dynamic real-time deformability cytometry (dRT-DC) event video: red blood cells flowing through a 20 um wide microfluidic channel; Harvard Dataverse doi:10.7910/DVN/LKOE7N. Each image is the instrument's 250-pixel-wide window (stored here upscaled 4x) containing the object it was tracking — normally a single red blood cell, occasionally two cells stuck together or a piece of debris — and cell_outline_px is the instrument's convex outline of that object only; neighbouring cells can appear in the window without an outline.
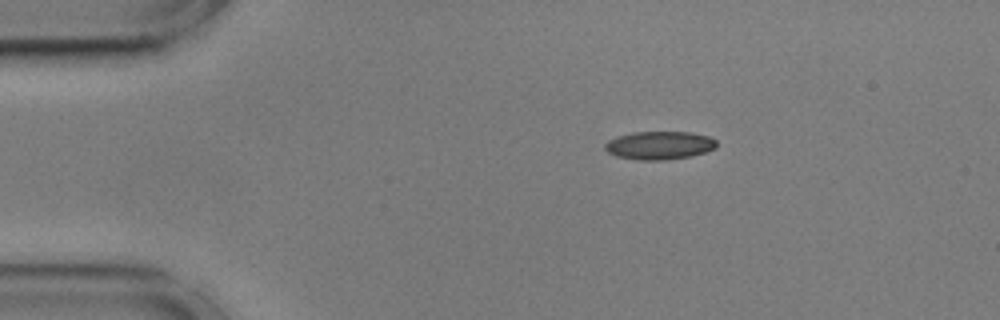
{"species": "common noctule bat (a hibernating species)", "species_latin": "Nyctalus noctula", "temperature_condition": "cold", "stored_images_in_passage": 47, "camera_frame_rate_fps": 3000, "um_per_image_px": 0.085, "animal": {"sex": "male", "body_mass_g": 17.9, "forearm_length_mm": 54.2}, "frame": {"image": 1, "passage_image": 1, "time_ms": 0.0, "image_size_px": [1000, 320], "cell_outline_px": [[716, 148], [692, 156], [668, 160], [640, 160], [616, 156], [608, 152], [604, 148], [604, 144], [608, 140], [616, 136], [632, 132], [688, 132], [708, 136], [716, 140]], "centroid_in_image_um": [56.03, 12.36], "position_along_channel_um": 29.0, "area_um2": 18.44}}
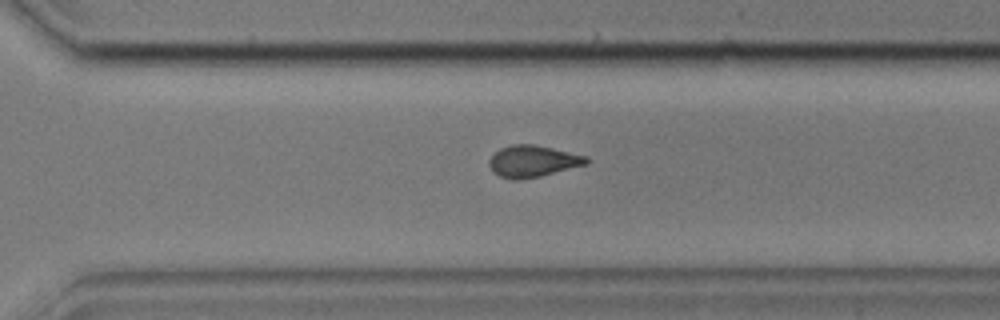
{"frame": {"image": 2, "passage_image": 30, "time_ms": 9.667, "image_size_px": [1000, 320], "cell_outline_px": [[588, 164], [540, 176], [520, 180], [516, 180], [500, 176], [492, 172], [488, 164], [488, 160], [500, 148], [512, 144], [532, 144], [552, 148], [588, 156]], "centroid_in_image_um": [45.27, 13.7], "position_along_channel_um": 325.3, "area_um2": 17.92}}
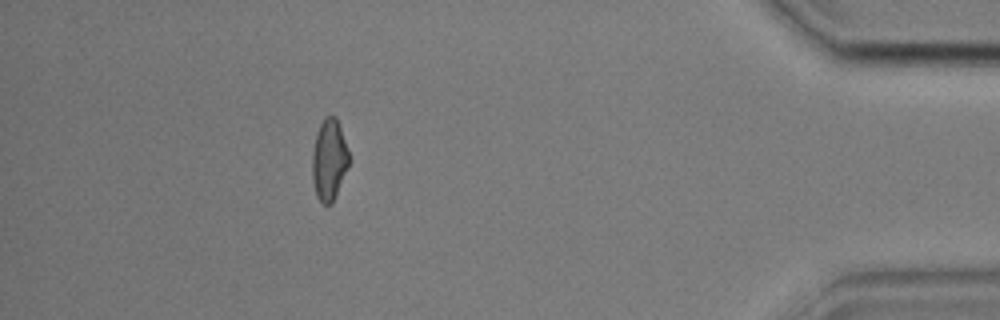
{"frame": {"image": 3, "passage_image": 41, "time_ms": 13.333, "image_size_px": [1000, 320], "cell_outline_px": [[348, 164], [332, 204], [324, 204], [316, 196], [312, 180], [312, 152], [316, 132], [324, 116], [336, 116], [348, 152]], "centroid_in_image_um": [27.93, 13.57], "position_along_channel_um": 407.3, "area_um2": 17.11}, "authors_computed_cell_mechanics": {"area_um2": 17.9758, "velocity_mm_per_s": 3.6083, "shape_relaxation_time_tau1_ms": 5.7544, "shape_relaxation_time_tau2_ms": 2.2024, "deformation_change_tau1": 0.1672, "deformation_change_tau2": 0.0992}}